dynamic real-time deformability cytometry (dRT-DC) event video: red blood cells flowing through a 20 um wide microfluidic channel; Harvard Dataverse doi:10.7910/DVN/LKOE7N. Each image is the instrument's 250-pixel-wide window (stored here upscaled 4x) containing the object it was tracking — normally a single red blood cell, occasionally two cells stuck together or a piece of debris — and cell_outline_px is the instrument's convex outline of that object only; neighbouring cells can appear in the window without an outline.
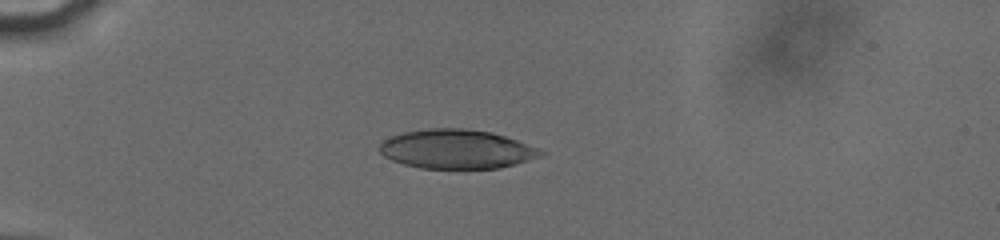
{"species": "human", "species_latin": "Homo sapiens", "temperature_condition": "cold", "stored_images_in_passage": 27, "camera_frame_rate_fps": 3000, "um_per_image_px": 0.085, "donor": {"sex": "male"}, "frame": {"image": 1, "passage_image": 8, "time_ms": 5.333, "image_size_px": [1000, 240], "cell_outline_px": [[548, 152], [544, 156], [516, 164], [500, 168], [420, 168], [404, 164], [392, 160], [384, 156], [380, 152], [380, 144], [384, 140], [392, 136], [404, 132], [428, 128], [464, 128], [492, 132], [516, 140]], "centroid_in_image_um": [38.85, 12.67], "position_along_channel_um": 46.2, "area_um2": 36.76}}
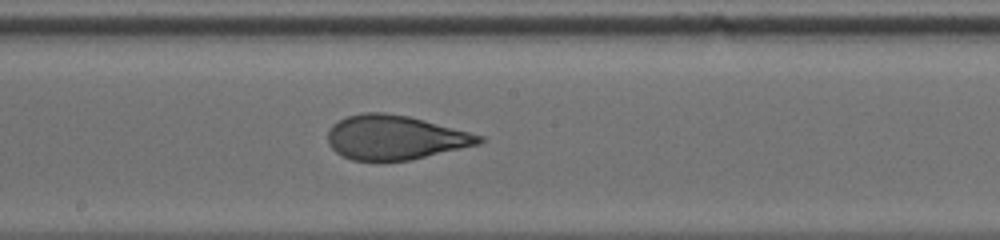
{"frame": {"image": 2, "passage_image": 15, "time_ms": 10.667, "image_size_px": [1000, 240], "cell_outline_px": [[484, 140], [480, 144], [412, 160], [380, 164], [376, 164], [352, 160], [336, 152], [328, 144], [328, 128], [332, 124], [348, 116], [364, 112], [384, 112], [408, 116], [424, 120], [484, 136]], "centroid_in_image_um": [33.55, 11.73], "position_along_channel_um": 214.7, "area_um2": 39.88}}
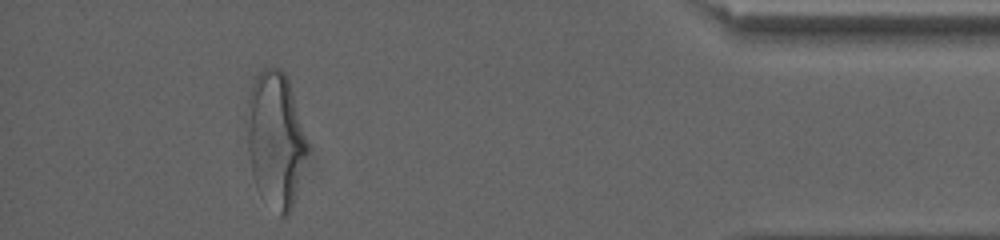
{"frame": {"image": 3, "passage_image": 25, "time_ms": 17.0, "image_size_px": [1000, 240], "cell_outline_px": [[308, 148], [292, 208], [288, 216], [280, 216], [252, 172], [248, 148], [248, 100], [252, 84], [256, 76], [264, 64], [280, 68], [284, 72], [288, 80], [308, 144]], "centroid_in_image_um": [23.44, 11.72], "position_along_channel_um": 411.8, "area_um2": 46.01}, "authors_computed_cell_mechanics": {"area_um2": 39.304, "velocity_mm_per_s": 3.8329, "shape_relaxation_time_tau1_ms": 3.1274, "shape_relaxation_time_tau2_ms": 0.8207, "deformation_change_tau1": 0.1571, "deformation_change_tau2": 0.0706}}